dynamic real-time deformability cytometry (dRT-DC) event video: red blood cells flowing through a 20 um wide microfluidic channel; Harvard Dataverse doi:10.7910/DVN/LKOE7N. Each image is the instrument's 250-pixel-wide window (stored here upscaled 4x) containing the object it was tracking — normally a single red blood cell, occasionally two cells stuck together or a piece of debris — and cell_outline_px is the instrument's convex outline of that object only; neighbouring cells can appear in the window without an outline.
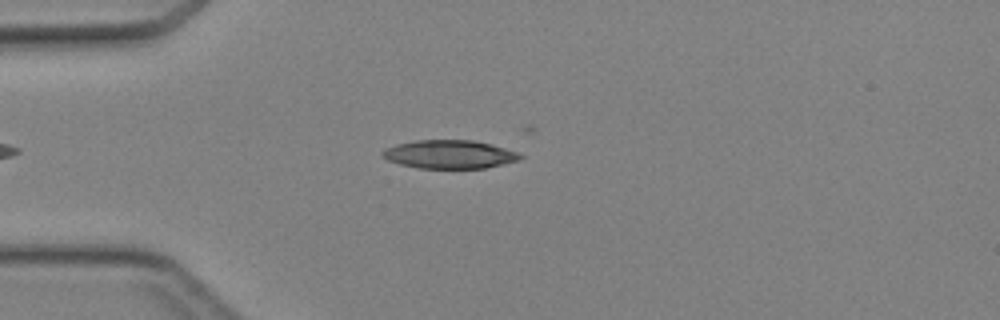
{"species": "Egyptian fruit bat (a non-hibernating species)", "species_latin": "Rousettus aegyptiacus", "temperature_condition": "cold", "stored_images_in_passage": 12, "camera_frame_rate_fps": 3000, "um_per_image_px": 0.085, "animal": {"sex": "female"}, "frame": {"image": 1, "passage_image": 8, "time_ms": 2.333, "image_size_px": [1000, 320], "cell_outline_px": [[524, 156], [520, 160], [484, 168], [416, 168], [400, 164], [388, 160], [380, 156], [380, 152], [384, 148], [396, 144], [416, 140], [472, 140], [492, 144], [516, 152]], "centroid_in_image_um": [38.16, 13.11], "position_along_channel_um": 46.8, "area_um2": 22.89}}